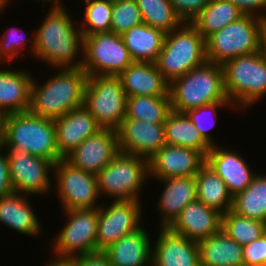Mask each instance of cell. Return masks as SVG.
Wrapping results in <instances>:
<instances>
[{
  "label": "cell",
  "instance_id": "15",
  "mask_svg": "<svg viewBox=\"0 0 266 266\" xmlns=\"http://www.w3.org/2000/svg\"><path fill=\"white\" fill-rule=\"evenodd\" d=\"M118 153L117 130L101 129L81 142L64 159L84 172L97 175Z\"/></svg>",
  "mask_w": 266,
  "mask_h": 266
},
{
  "label": "cell",
  "instance_id": "6",
  "mask_svg": "<svg viewBox=\"0 0 266 266\" xmlns=\"http://www.w3.org/2000/svg\"><path fill=\"white\" fill-rule=\"evenodd\" d=\"M224 89L234 109H245L266 95V59L261 51L237 56L223 65ZM261 98V99H260Z\"/></svg>",
  "mask_w": 266,
  "mask_h": 266
},
{
  "label": "cell",
  "instance_id": "14",
  "mask_svg": "<svg viewBox=\"0 0 266 266\" xmlns=\"http://www.w3.org/2000/svg\"><path fill=\"white\" fill-rule=\"evenodd\" d=\"M5 150L13 192L27 196L50 192L53 186L50 178L54 170L53 162L19 149Z\"/></svg>",
  "mask_w": 266,
  "mask_h": 266
},
{
  "label": "cell",
  "instance_id": "42",
  "mask_svg": "<svg viewBox=\"0 0 266 266\" xmlns=\"http://www.w3.org/2000/svg\"><path fill=\"white\" fill-rule=\"evenodd\" d=\"M73 266H111L107 255L97 251L67 259Z\"/></svg>",
  "mask_w": 266,
  "mask_h": 266
},
{
  "label": "cell",
  "instance_id": "49",
  "mask_svg": "<svg viewBox=\"0 0 266 266\" xmlns=\"http://www.w3.org/2000/svg\"><path fill=\"white\" fill-rule=\"evenodd\" d=\"M2 118L3 116L0 114V144H1V133H2Z\"/></svg>",
  "mask_w": 266,
  "mask_h": 266
},
{
  "label": "cell",
  "instance_id": "41",
  "mask_svg": "<svg viewBox=\"0 0 266 266\" xmlns=\"http://www.w3.org/2000/svg\"><path fill=\"white\" fill-rule=\"evenodd\" d=\"M183 22L191 23L211 0H169Z\"/></svg>",
  "mask_w": 266,
  "mask_h": 266
},
{
  "label": "cell",
  "instance_id": "8",
  "mask_svg": "<svg viewBox=\"0 0 266 266\" xmlns=\"http://www.w3.org/2000/svg\"><path fill=\"white\" fill-rule=\"evenodd\" d=\"M96 176L100 198L103 194L113 201H140V188L150 178L149 160L119 152Z\"/></svg>",
  "mask_w": 266,
  "mask_h": 266
},
{
  "label": "cell",
  "instance_id": "29",
  "mask_svg": "<svg viewBox=\"0 0 266 266\" xmlns=\"http://www.w3.org/2000/svg\"><path fill=\"white\" fill-rule=\"evenodd\" d=\"M165 142L199 151L205 158L211 145L201 136L185 113L171 111L164 122Z\"/></svg>",
  "mask_w": 266,
  "mask_h": 266
},
{
  "label": "cell",
  "instance_id": "31",
  "mask_svg": "<svg viewBox=\"0 0 266 266\" xmlns=\"http://www.w3.org/2000/svg\"><path fill=\"white\" fill-rule=\"evenodd\" d=\"M231 211L266 223V173H257L246 189L233 197Z\"/></svg>",
  "mask_w": 266,
  "mask_h": 266
},
{
  "label": "cell",
  "instance_id": "35",
  "mask_svg": "<svg viewBox=\"0 0 266 266\" xmlns=\"http://www.w3.org/2000/svg\"><path fill=\"white\" fill-rule=\"evenodd\" d=\"M221 230L239 245L245 246L266 232V223L242 217L229 210L222 215Z\"/></svg>",
  "mask_w": 266,
  "mask_h": 266
},
{
  "label": "cell",
  "instance_id": "28",
  "mask_svg": "<svg viewBox=\"0 0 266 266\" xmlns=\"http://www.w3.org/2000/svg\"><path fill=\"white\" fill-rule=\"evenodd\" d=\"M121 36L133 61L155 62L162 50L165 33L141 23Z\"/></svg>",
  "mask_w": 266,
  "mask_h": 266
},
{
  "label": "cell",
  "instance_id": "5",
  "mask_svg": "<svg viewBox=\"0 0 266 266\" xmlns=\"http://www.w3.org/2000/svg\"><path fill=\"white\" fill-rule=\"evenodd\" d=\"M206 61L205 39L191 23L184 22L165 34L162 50L154 63L170 84Z\"/></svg>",
  "mask_w": 266,
  "mask_h": 266
},
{
  "label": "cell",
  "instance_id": "1",
  "mask_svg": "<svg viewBox=\"0 0 266 266\" xmlns=\"http://www.w3.org/2000/svg\"><path fill=\"white\" fill-rule=\"evenodd\" d=\"M45 17L31 36L35 38L33 56L53 69L82 67L83 55L81 60H76L79 52L83 53L84 36L68 11L50 8Z\"/></svg>",
  "mask_w": 266,
  "mask_h": 266
},
{
  "label": "cell",
  "instance_id": "10",
  "mask_svg": "<svg viewBox=\"0 0 266 266\" xmlns=\"http://www.w3.org/2000/svg\"><path fill=\"white\" fill-rule=\"evenodd\" d=\"M133 62L120 34L102 32L84 36L81 68L88 76H119Z\"/></svg>",
  "mask_w": 266,
  "mask_h": 266
},
{
  "label": "cell",
  "instance_id": "44",
  "mask_svg": "<svg viewBox=\"0 0 266 266\" xmlns=\"http://www.w3.org/2000/svg\"><path fill=\"white\" fill-rule=\"evenodd\" d=\"M4 147L0 144V197L13 192V187L9 178V163L7 153H2Z\"/></svg>",
  "mask_w": 266,
  "mask_h": 266
},
{
  "label": "cell",
  "instance_id": "40",
  "mask_svg": "<svg viewBox=\"0 0 266 266\" xmlns=\"http://www.w3.org/2000/svg\"><path fill=\"white\" fill-rule=\"evenodd\" d=\"M244 266H266V232L243 246Z\"/></svg>",
  "mask_w": 266,
  "mask_h": 266
},
{
  "label": "cell",
  "instance_id": "47",
  "mask_svg": "<svg viewBox=\"0 0 266 266\" xmlns=\"http://www.w3.org/2000/svg\"><path fill=\"white\" fill-rule=\"evenodd\" d=\"M37 1H44L45 3L47 2H49V3H52L53 2V5L52 6H50L51 8H64V7H66V6H63V3L60 1V0H37ZM62 3V4H61Z\"/></svg>",
  "mask_w": 266,
  "mask_h": 266
},
{
  "label": "cell",
  "instance_id": "23",
  "mask_svg": "<svg viewBox=\"0 0 266 266\" xmlns=\"http://www.w3.org/2000/svg\"><path fill=\"white\" fill-rule=\"evenodd\" d=\"M118 77L127 97L170 96L169 83L163 78L154 62L134 61Z\"/></svg>",
  "mask_w": 266,
  "mask_h": 266
},
{
  "label": "cell",
  "instance_id": "18",
  "mask_svg": "<svg viewBox=\"0 0 266 266\" xmlns=\"http://www.w3.org/2000/svg\"><path fill=\"white\" fill-rule=\"evenodd\" d=\"M221 226L222 214L196 200L182 209L168 229L198 243L218 233Z\"/></svg>",
  "mask_w": 266,
  "mask_h": 266
},
{
  "label": "cell",
  "instance_id": "9",
  "mask_svg": "<svg viewBox=\"0 0 266 266\" xmlns=\"http://www.w3.org/2000/svg\"><path fill=\"white\" fill-rule=\"evenodd\" d=\"M127 95L118 76H88L83 107L102 129L117 130L126 116Z\"/></svg>",
  "mask_w": 266,
  "mask_h": 266
},
{
  "label": "cell",
  "instance_id": "46",
  "mask_svg": "<svg viewBox=\"0 0 266 266\" xmlns=\"http://www.w3.org/2000/svg\"><path fill=\"white\" fill-rule=\"evenodd\" d=\"M45 266H73L67 259H53Z\"/></svg>",
  "mask_w": 266,
  "mask_h": 266
},
{
  "label": "cell",
  "instance_id": "16",
  "mask_svg": "<svg viewBox=\"0 0 266 266\" xmlns=\"http://www.w3.org/2000/svg\"><path fill=\"white\" fill-rule=\"evenodd\" d=\"M119 152L149 160L165 142L164 124L124 118L117 129Z\"/></svg>",
  "mask_w": 266,
  "mask_h": 266
},
{
  "label": "cell",
  "instance_id": "48",
  "mask_svg": "<svg viewBox=\"0 0 266 266\" xmlns=\"http://www.w3.org/2000/svg\"><path fill=\"white\" fill-rule=\"evenodd\" d=\"M6 5H8L4 0H0V13L6 9Z\"/></svg>",
  "mask_w": 266,
  "mask_h": 266
},
{
  "label": "cell",
  "instance_id": "20",
  "mask_svg": "<svg viewBox=\"0 0 266 266\" xmlns=\"http://www.w3.org/2000/svg\"><path fill=\"white\" fill-rule=\"evenodd\" d=\"M154 243L151 266H200L197 242L160 228Z\"/></svg>",
  "mask_w": 266,
  "mask_h": 266
},
{
  "label": "cell",
  "instance_id": "43",
  "mask_svg": "<svg viewBox=\"0 0 266 266\" xmlns=\"http://www.w3.org/2000/svg\"><path fill=\"white\" fill-rule=\"evenodd\" d=\"M244 15H253L266 21V0H229ZM260 10V11H259Z\"/></svg>",
  "mask_w": 266,
  "mask_h": 266
},
{
  "label": "cell",
  "instance_id": "26",
  "mask_svg": "<svg viewBox=\"0 0 266 266\" xmlns=\"http://www.w3.org/2000/svg\"><path fill=\"white\" fill-rule=\"evenodd\" d=\"M29 197L16 192L0 197V223L25 236H37L42 225Z\"/></svg>",
  "mask_w": 266,
  "mask_h": 266
},
{
  "label": "cell",
  "instance_id": "36",
  "mask_svg": "<svg viewBox=\"0 0 266 266\" xmlns=\"http://www.w3.org/2000/svg\"><path fill=\"white\" fill-rule=\"evenodd\" d=\"M80 30L83 36L110 32L112 0H90L85 2Z\"/></svg>",
  "mask_w": 266,
  "mask_h": 266
},
{
  "label": "cell",
  "instance_id": "13",
  "mask_svg": "<svg viewBox=\"0 0 266 266\" xmlns=\"http://www.w3.org/2000/svg\"><path fill=\"white\" fill-rule=\"evenodd\" d=\"M141 201L118 200L98 207L96 244L104 251L121 237L136 232L142 226Z\"/></svg>",
  "mask_w": 266,
  "mask_h": 266
},
{
  "label": "cell",
  "instance_id": "33",
  "mask_svg": "<svg viewBox=\"0 0 266 266\" xmlns=\"http://www.w3.org/2000/svg\"><path fill=\"white\" fill-rule=\"evenodd\" d=\"M171 111L170 96H131L127 97L125 118L164 124Z\"/></svg>",
  "mask_w": 266,
  "mask_h": 266
},
{
  "label": "cell",
  "instance_id": "4",
  "mask_svg": "<svg viewBox=\"0 0 266 266\" xmlns=\"http://www.w3.org/2000/svg\"><path fill=\"white\" fill-rule=\"evenodd\" d=\"M169 95L172 110L179 113L217 101H229L222 65L206 61L191 69L169 84Z\"/></svg>",
  "mask_w": 266,
  "mask_h": 266
},
{
  "label": "cell",
  "instance_id": "38",
  "mask_svg": "<svg viewBox=\"0 0 266 266\" xmlns=\"http://www.w3.org/2000/svg\"><path fill=\"white\" fill-rule=\"evenodd\" d=\"M20 30L21 28L18 29V27L16 28L13 26L8 28V30L0 36V64L4 62L5 64L11 65V63H13L12 61L18 58V55L22 52V48L29 42L31 43L29 51H31L33 55L35 38L31 40L30 38L28 39V36H22L21 33L23 30Z\"/></svg>",
  "mask_w": 266,
  "mask_h": 266
},
{
  "label": "cell",
  "instance_id": "3",
  "mask_svg": "<svg viewBox=\"0 0 266 266\" xmlns=\"http://www.w3.org/2000/svg\"><path fill=\"white\" fill-rule=\"evenodd\" d=\"M1 145L46 158L54 164L63 159L58 153L54 120L29 112L3 116Z\"/></svg>",
  "mask_w": 266,
  "mask_h": 266
},
{
  "label": "cell",
  "instance_id": "39",
  "mask_svg": "<svg viewBox=\"0 0 266 266\" xmlns=\"http://www.w3.org/2000/svg\"><path fill=\"white\" fill-rule=\"evenodd\" d=\"M227 106L228 107L233 106L232 108H234V105L230 101H217L211 104L202 105L198 108L190 109L185 112L186 116L195 125V127L200 132L201 136L211 146L216 145V143L214 142V139L211 137L212 134H210L209 129H211L213 125H215L216 121L214 119H211L209 116H211V113H212V114H215L213 115L215 117L217 115L216 110L218 108L222 109ZM207 116L209 118H207Z\"/></svg>",
  "mask_w": 266,
  "mask_h": 266
},
{
  "label": "cell",
  "instance_id": "21",
  "mask_svg": "<svg viewBox=\"0 0 266 266\" xmlns=\"http://www.w3.org/2000/svg\"><path fill=\"white\" fill-rule=\"evenodd\" d=\"M54 122L58 153L63 159L81 142L102 129L84 107L71 110Z\"/></svg>",
  "mask_w": 266,
  "mask_h": 266
},
{
  "label": "cell",
  "instance_id": "45",
  "mask_svg": "<svg viewBox=\"0 0 266 266\" xmlns=\"http://www.w3.org/2000/svg\"><path fill=\"white\" fill-rule=\"evenodd\" d=\"M260 51L266 59V22L264 23L261 29Z\"/></svg>",
  "mask_w": 266,
  "mask_h": 266
},
{
  "label": "cell",
  "instance_id": "25",
  "mask_svg": "<svg viewBox=\"0 0 266 266\" xmlns=\"http://www.w3.org/2000/svg\"><path fill=\"white\" fill-rule=\"evenodd\" d=\"M147 233L141 227L105 249L111 266H151L152 245Z\"/></svg>",
  "mask_w": 266,
  "mask_h": 266
},
{
  "label": "cell",
  "instance_id": "11",
  "mask_svg": "<svg viewBox=\"0 0 266 266\" xmlns=\"http://www.w3.org/2000/svg\"><path fill=\"white\" fill-rule=\"evenodd\" d=\"M66 224L57 233L52 245L55 259H69L97 252L98 208L63 211Z\"/></svg>",
  "mask_w": 266,
  "mask_h": 266
},
{
  "label": "cell",
  "instance_id": "7",
  "mask_svg": "<svg viewBox=\"0 0 266 266\" xmlns=\"http://www.w3.org/2000/svg\"><path fill=\"white\" fill-rule=\"evenodd\" d=\"M266 21L243 15L205 39L207 61L223 65L241 55L260 51L261 29Z\"/></svg>",
  "mask_w": 266,
  "mask_h": 266
},
{
  "label": "cell",
  "instance_id": "2",
  "mask_svg": "<svg viewBox=\"0 0 266 266\" xmlns=\"http://www.w3.org/2000/svg\"><path fill=\"white\" fill-rule=\"evenodd\" d=\"M88 75L81 68H58V73L43 84L32 80L28 112L56 120L71 110L83 107Z\"/></svg>",
  "mask_w": 266,
  "mask_h": 266
},
{
  "label": "cell",
  "instance_id": "34",
  "mask_svg": "<svg viewBox=\"0 0 266 266\" xmlns=\"http://www.w3.org/2000/svg\"><path fill=\"white\" fill-rule=\"evenodd\" d=\"M143 23L162 30L165 34L184 22L175 12L169 0H136Z\"/></svg>",
  "mask_w": 266,
  "mask_h": 266
},
{
  "label": "cell",
  "instance_id": "27",
  "mask_svg": "<svg viewBox=\"0 0 266 266\" xmlns=\"http://www.w3.org/2000/svg\"><path fill=\"white\" fill-rule=\"evenodd\" d=\"M200 266H244L243 246L223 230L197 243Z\"/></svg>",
  "mask_w": 266,
  "mask_h": 266
},
{
  "label": "cell",
  "instance_id": "22",
  "mask_svg": "<svg viewBox=\"0 0 266 266\" xmlns=\"http://www.w3.org/2000/svg\"><path fill=\"white\" fill-rule=\"evenodd\" d=\"M164 189L157 202L160 211V228H168L178 217L182 209L197 200L196 179L191 177H171L157 179Z\"/></svg>",
  "mask_w": 266,
  "mask_h": 266
},
{
  "label": "cell",
  "instance_id": "24",
  "mask_svg": "<svg viewBox=\"0 0 266 266\" xmlns=\"http://www.w3.org/2000/svg\"><path fill=\"white\" fill-rule=\"evenodd\" d=\"M24 70L0 69V114L28 112L33 76Z\"/></svg>",
  "mask_w": 266,
  "mask_h": 266
},
{
  "label": "cell",
  "instance_id": "30",
  "mask_svg": "<svg viewBox=\"0 0 266 266\" xmlns=\"http://www.w3.org/2000/svg\"><path fill=\"white\" fill-rule=\"evenodd\" d=\"M197 201L222 215L231 210L233 197L224 181L206 163L195 175Z\"/></svg>",
  "mask_w": 266,
  "mask_h": 266
},
{
  "label": "cell",
  "instance_id": "32",
  "mask_svg": "<svg viewBox=\"0 0 266 266\" xmlns=\"http://www.w3.org/2000/svg\"><path fill=\"white\" fill-rule=\"evenodd\" d=\"M243 15L229 0H211L191 24L206 39Z\"/></svg>",
  "mask_w": 266,
  "mask_h": 266
},
{
  "label": "cell",
  "instance_id": "19",
  "mask_svg": "<svg viewBox=\"0 0 266 266\" xmlns=\"http://www.w3.org/2000/svg\"><path fill=\"white\" fill-rule=\"evenodd\" d=\"M238 153L239 151L224 149L216 144L206 156V164L224 181L232 197L243 192L256 175L245 158Z\"/></svg>",
  "mask_w": 266,
  "mask_h": 266
},
{
  "label": "cell",
  "instance_id": "37",
  "mask_svg": "<svg viewBox=\"0 0 266 266\" xmlns=\"http://www.w3.org/2000/svg\"><path fill=\"white\" fill-rule=\"evenodd\" d=\"M141 23L143 19L136 0H112L110 32L122 35Z\"/></svg>",
  "mask_w": 266,
  "mask_h": 266
},
{
  "label": "cell",
  "instance_id": "17",
  "mask_svg": "<svg viewBox=\"0 0 266 266\" xmlns=\"http://www.w3.org/2000/svg\"><path fill=\"white\" fill-rule=\"evenodd\" d=\"M206 158L194 149L165 144L149 159V177L166 179L195 176Z\"/></svg>",
  "mask_w": 266,
  "mask_h": 266
},
{
  "label": "cell",
  "instance_id": "12",
  "mask_svg": "<svg viewBox=\"0 0 266 266\" xmlns=\"http://www.w3.org/2000/svg\"><path fill=\"white\" fill-rule=\"evenodd\" d=\"M55 192L63 211L100 207L97 176L84 172L65 159L54 164ZM98 202V205H97Z\"/></svg>",
  "mask_w": 266,
  "mask_h": 266
}]
</instances>
